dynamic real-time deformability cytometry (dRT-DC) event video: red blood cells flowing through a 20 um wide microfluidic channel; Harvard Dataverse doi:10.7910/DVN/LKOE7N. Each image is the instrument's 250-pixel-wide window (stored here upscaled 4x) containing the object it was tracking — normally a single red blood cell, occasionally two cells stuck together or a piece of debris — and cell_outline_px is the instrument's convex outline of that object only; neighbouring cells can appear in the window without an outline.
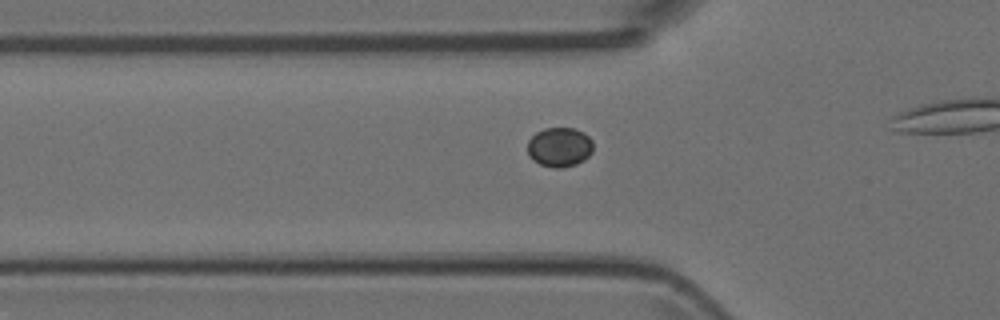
{"species": "Egyptian fruit bat (a non-hibernating species)", "species_latin": "Rousettus aegyptiacus", "temperature_condition": "room temperature", "stored_images_in_passage": 18, "camera_frame_rate_fps": 3000, "um_per_image_px": 0.085, "animal": {"sex": "female"}, "frame": {"image": 1, "passage_image": 13, "time_ms": 4.0, "image_size_px": [1000, 320], "cell_outline_px": [[592, 152], [584, 160], [576, 164], [564, 168], [552, 168], [540, 164], [532, 160], [528, 156], [528, 140], [536, 132], [544, 128], [572, 128], [584, 132], [592, 140]], "centroid_in_image_um": [47.54, 12.51], "position_along_channel_um": 78.3, "area_um2": 15.26}}
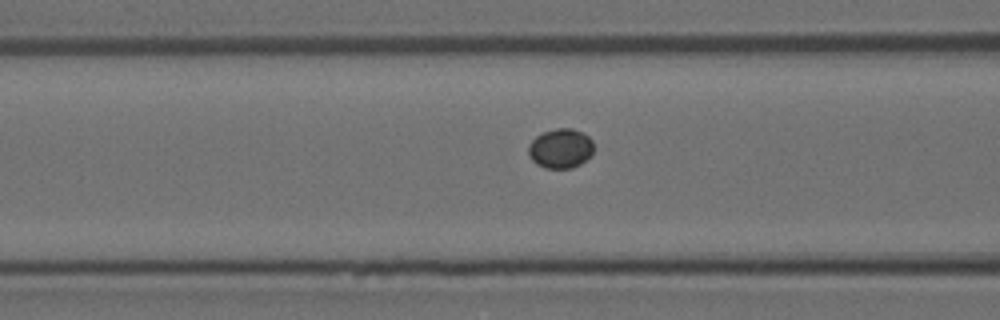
{"frame": {"image": 2, "passage_image": 16, "time_ms": 5.0, "image_size_px": [1000, 320], "cell_outline_px": [[592, 156], [580, 164], [572, 168], [544, 168], [536, 164], [528, 156], [528, 144], [536, 136], [544, 132], [556, 128], [572, 128], [588, 136], [592, 140]], "centroid_in_image_um": [47.63, 12.63], "position_along_channel_um": 119.0, "area_um2": 15.14}}